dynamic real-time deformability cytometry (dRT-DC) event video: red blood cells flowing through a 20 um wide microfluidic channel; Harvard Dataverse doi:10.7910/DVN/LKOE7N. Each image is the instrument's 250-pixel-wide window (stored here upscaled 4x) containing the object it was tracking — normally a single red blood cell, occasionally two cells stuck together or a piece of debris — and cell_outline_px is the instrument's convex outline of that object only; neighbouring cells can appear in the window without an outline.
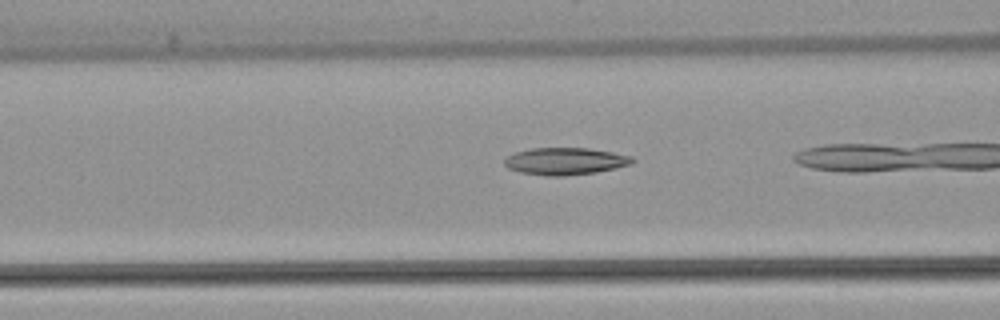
{"species": "common noctule bat (a hibernating species)", "species_latin": "Nyctalus noctula", "temperature_condition": "warm", "stored_images_in_passage": 17, "camera_frame_rate_fps": 3000, "um_per_image_px": 0.085, "animal": {"sex": "female", "body_mass_g": 22.7, "forearm_length_mm": 54.2}, "frame": {"image": 1, "passage_image": 8, "time_ms": 2.333, "image_size_px": [1000, 320], "cell_outline_px": [[636, 160], [632, 164], [616, 168], [596, 172], [564, 176], [548, 176], [520, 172], [508, 168], [504, 164], [504, 160], [508, 156], [516, 152], [532, 148], [588, 148], [612, 152], [632, 156]], "centroid_in_image_um": [48.07, 13.7], "position_along_channel_um": 118.5, "area_um2": 20.23}}